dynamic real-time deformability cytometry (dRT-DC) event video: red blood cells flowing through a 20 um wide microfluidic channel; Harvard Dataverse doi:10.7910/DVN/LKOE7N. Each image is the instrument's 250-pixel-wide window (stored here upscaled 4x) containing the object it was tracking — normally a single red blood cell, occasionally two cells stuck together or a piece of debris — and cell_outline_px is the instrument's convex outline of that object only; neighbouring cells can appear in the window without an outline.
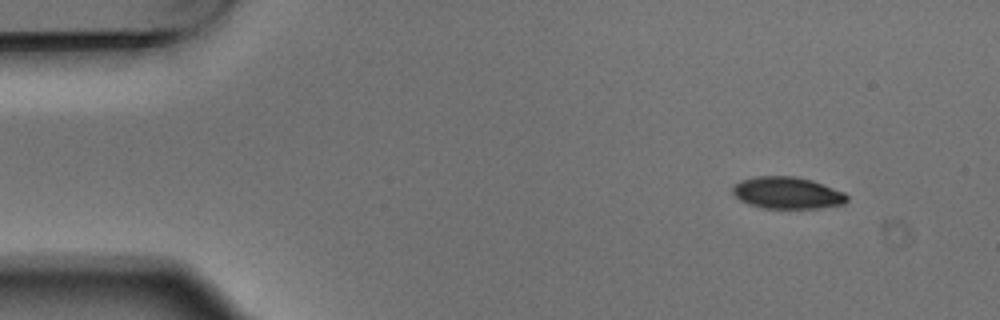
{"species": "Egyptian fruit bat (a non-hibernating species)", "species_latin": "Rousettus aegyptiacus", "temperature_condition": "warm", "stored_images_in_passage": 7, "camera_frame_rate_fps": 3000, "um_per_image_px": 0.085, "animal": {"sex": "male"}, "frame": {"image": 1, "passage_image": 1, "time_ms": 0.0, "image_size_px": [1000, 320], "cell_outline_px": [[848, 200], [844, 204], [816, 208], [764, 208], [748, 204], [740, 200], [732, 192], [732, 188], [740, 180], [756, 176], [796, 176], [812, 180], [844, 192], [848, 196]], "centroid_in_image_um": [66.92, 16.39], "position_along_channel_um": 18.1, "area_um2": 21.21}}
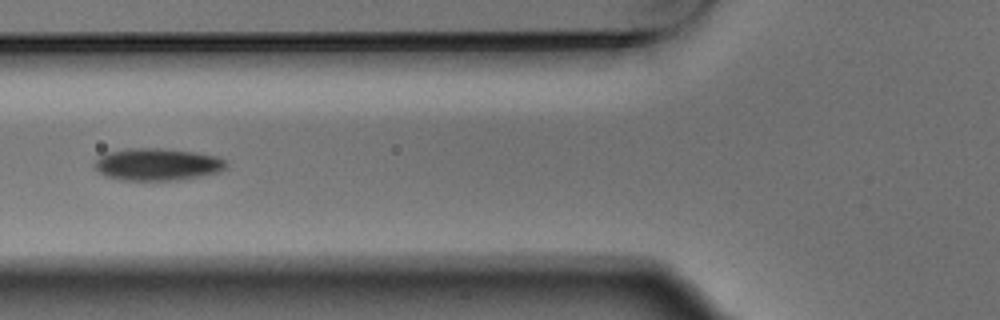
{"frame": {"image": 2, "passage_image": 4, "time_ms": 1.0, "image_size_px": [1000, 320], "cell_outline_px": [[228, 164], [220, 172], [180, 180], [120, 180], [108, 176], [100, 172], [92, 164], [100, 156], [108, 152], [132, 148], [160, 148], [192, 152], [216, 156], [224, 160]], "centroid_in_image_um": [13.37, 13.98], "position_along_channel_um": 112.4, "area_um2": 24.51}}
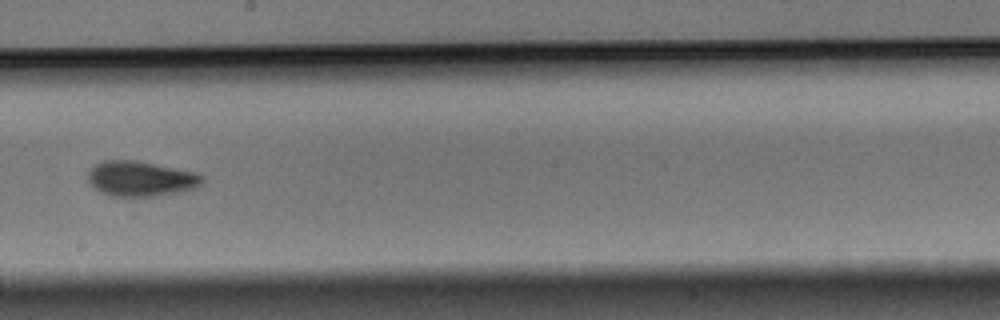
{"frame": {"image": 3, "passage_image": 7, "time_ms": 2.0, "image_size_px": [1000, 320], "cell_outline_px": [[204, 180], [196, 188], [180, 192], [152, 196], [108, 196], [100, 192], [88, 180], [88, 168], [104, 160], [140, 160], [196, 172], [204, 176]], "centroid_in_image_um": [11.97, 15.17], "position_along_channel_um": 236.2, "area_um2": 23.7}}